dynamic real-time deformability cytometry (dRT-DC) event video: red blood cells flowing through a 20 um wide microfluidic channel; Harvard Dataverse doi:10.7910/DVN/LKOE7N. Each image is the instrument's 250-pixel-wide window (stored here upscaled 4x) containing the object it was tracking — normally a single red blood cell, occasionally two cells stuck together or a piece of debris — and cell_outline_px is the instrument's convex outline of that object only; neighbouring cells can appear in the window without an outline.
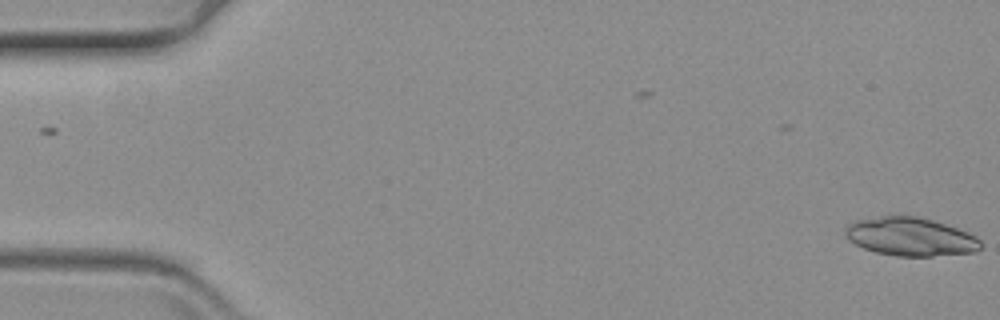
{"species": "common noctule bat (a hibernating species)", "species_latin": "Nyctalus noctula", "temperature_condition": "warm", "stored_images_in_passage": 61, "camera_frame_rate_fps": 3000, "um_per_image_px": 0.085, "animal": {"sex": "female", "body_mass_g": 19.3, "forearm_length_mm": 54.1}, "frame": {"image": 1, "passage_image": 1, "time_ms": 0.0, "image_size_px": [1000, 320], "cell_outline_px": [[980, 248], [976, 252], [932, 256], [896, 256], [876, 252], [864, 248], [848, 240], [844, 236], [844, 228], [852, 220], [880, 216], [924, 216], [968, 232], [976, 236], [980, 240]], "centroid_in_image_um": [77.36, 20.1], "position_along_channel_um": 7.6, "area_um2": 30.69}}